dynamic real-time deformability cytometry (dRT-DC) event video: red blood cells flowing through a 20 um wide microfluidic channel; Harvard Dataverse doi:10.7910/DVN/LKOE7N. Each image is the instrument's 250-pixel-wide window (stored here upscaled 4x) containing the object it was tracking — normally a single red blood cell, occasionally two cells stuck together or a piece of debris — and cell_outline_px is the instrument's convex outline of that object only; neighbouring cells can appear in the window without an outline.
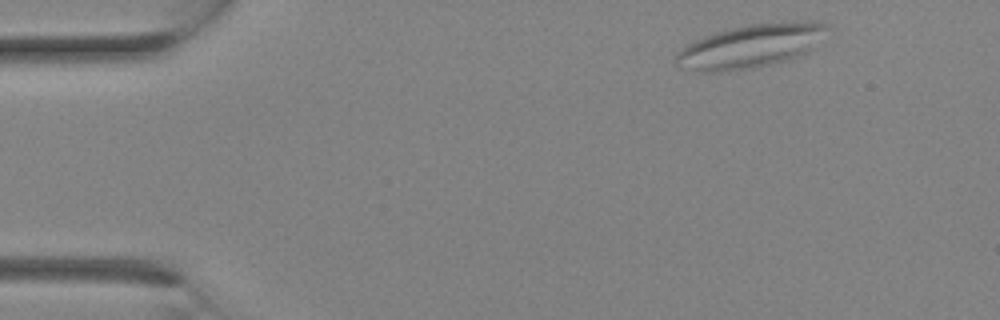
{"species": "Egyptian fruit bat (a non-hibernating species)", "species_latin": "Rousettus aegyptiacus", "temperature_condition": "room temperature", "stored_images_in_passage": 11, "camera_frame_rate_fps": 3000, "um_per_image_px": 0.085, "animal": {"sex": "female"}, "frame": {"image": 1, "passage_image": 1, "time_ms": 0.0, "image_size_px": [1000, 320], "cell_outline_px": [[832, 28], [804, 56], [772, 64], [752, 68], [728, 72], [700, 72], [680, 68], [676, 64], [676, 56], [680, 48], [704, 36], [716, 32], [732, 28], [752, 24], [804, 20], [816, 20], [828, 24]], "centroid_in_image_um": [63.88, 3.92], "position_along_channel_um": 21.1, "area_um2": 39.02}}
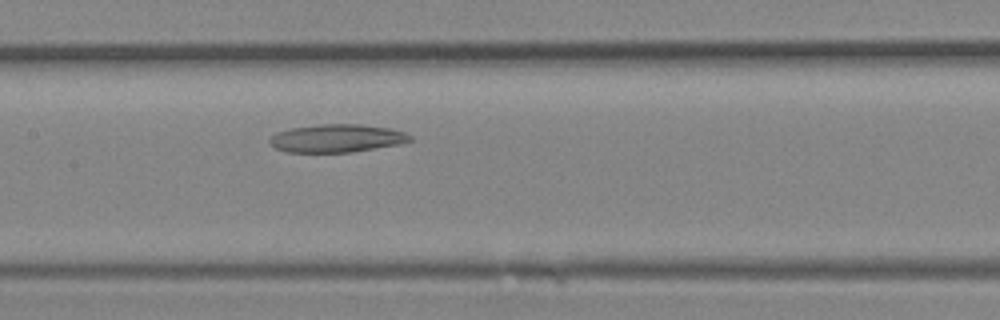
{"frame": {"image": 2, "passage_image": 11, "time_ms": 3.333, "image_size_px": [1000, 320], "cell_outline_px": [[412, 140], [400, 144], [352, 152], [284, 152], [276, 148], [268, 140], [276, 132], [292, 128], [320, 124], [360, 124], [392, 128], [404, 132], [412, 136]], "centroid_in_image_um": [28.65, 11.75], "position_along_channel_um": 178.7, "area_um2": 22.95}}